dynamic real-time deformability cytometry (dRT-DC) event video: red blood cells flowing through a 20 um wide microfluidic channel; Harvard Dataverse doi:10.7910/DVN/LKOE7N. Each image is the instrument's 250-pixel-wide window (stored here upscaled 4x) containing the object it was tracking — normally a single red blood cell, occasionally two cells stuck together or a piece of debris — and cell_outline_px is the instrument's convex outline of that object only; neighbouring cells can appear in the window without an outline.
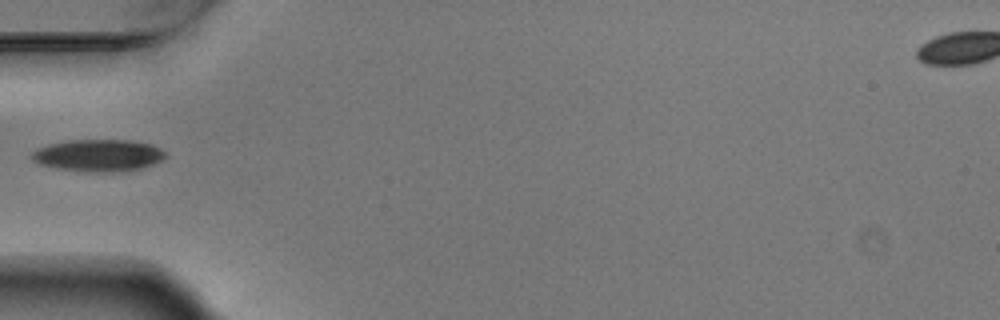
{"species": "Egyptian fruit bat (a non-hibernating species)", "species_latin": "Rousettus aegyptiacus", "temperature_condition": "warm", "stored_images_in_passage": 7, "camera_frame_rate_fps": 3000, "um_per_image_px": 0.085, "animal": {"sex": "male"}, "frame": {"image": 1, "passage_image": 6, "time_ms": 1.667, "image_size_px": [1000, 320], "cell_outline_px": [[168, 156], [152, 164], [140, 168], [104, 172], [88, 172], [56, 168], [40, 164], [32, 160], [32, 152], [48, 144], [72, 140], [132, 140], [152, 144], [160, 148]], "centroid_in_image_um": [8.36, 13.2], "position_along_channel_um": 76.6, "area_um2": 24.68}}
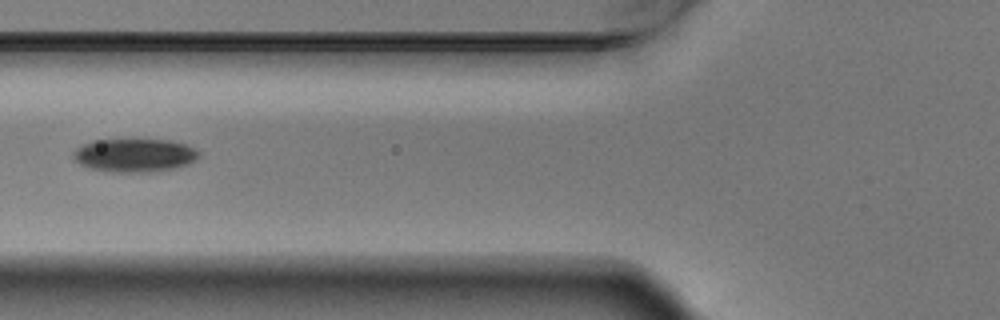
{"frame": {"image": 2, "passage_image": 7, "time_ms": 2.0, "image_size_px": [1000, 320], "cell_outline_px": [[200, 156], [196, 160], [188, 164], [176, 168], [148, 172], [108, 172], [88, 168], [80, 164], [72, 156], [72, 152], [76, 148], [92, 140], [132, 136], [168, 140], [188, 144], [196, 148], [200, 152]], "centroid_in_image_um": [11.44, 13.14], "position_along_channel_um": 114.4, "area_um2": 25.78}}